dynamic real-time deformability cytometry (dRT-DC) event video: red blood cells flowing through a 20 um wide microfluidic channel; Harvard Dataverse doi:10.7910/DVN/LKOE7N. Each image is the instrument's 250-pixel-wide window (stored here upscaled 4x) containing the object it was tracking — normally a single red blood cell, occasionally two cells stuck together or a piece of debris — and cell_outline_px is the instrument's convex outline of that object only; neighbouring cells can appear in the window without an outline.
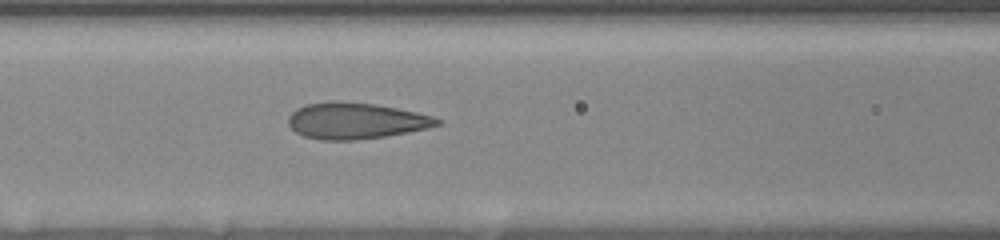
{"species": "human", "species_latin": "Homo sapiens", "temperature_condition": "room temperature", "stored_images_in_passage": 21, "camera_frame_rate_fps": 3000, "um_per_image_px": 0.085, "donor": {"sex": "female"}, "frame": {"image": 1, "passage_image": 18, "time_ms": 8.0, "image_size_px": [1000, 240], "cell_outline_px": [[444, 120], [440, 124], [428, 128], [384, 136], [356, 140], [320, 140], [304, 136], [296, 132], [288, 124], [288, 116], [296, 108], [308, 104], [332, 100], [340, 100], [372, 104], [396, 108], [416, 112], [432, 116]], "centroid_in_image_um": [30.22, 10.26], "position_along_channel_um": 136.4, "area_um2": 31.44}}
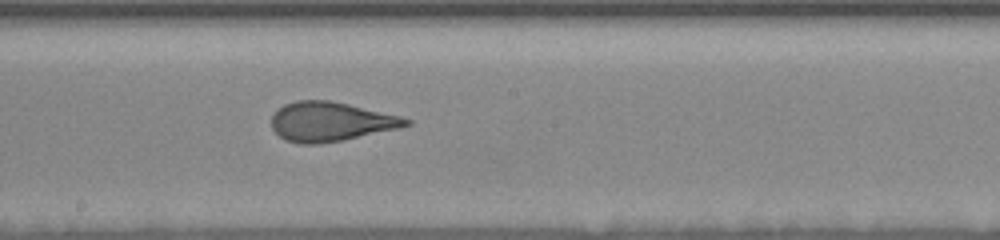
{"frame": {"image": 2, "passage_image": 21, "time_ms": 10.333, "image_size_px": [1000, 240], "cell_outline_px": [[412, 124], [400, 128], [340, 140], [316, 144], [300, 144], [284, 140], [272, 128], [272, 116], [284, 104], [296, 100], [328, 100], [348, 104], [400, 116], [412, 120]], "centroid_in_image_um": [28.1, 10.34], "position_along_channel_um": 220.1, "area_um2": 30.52}}